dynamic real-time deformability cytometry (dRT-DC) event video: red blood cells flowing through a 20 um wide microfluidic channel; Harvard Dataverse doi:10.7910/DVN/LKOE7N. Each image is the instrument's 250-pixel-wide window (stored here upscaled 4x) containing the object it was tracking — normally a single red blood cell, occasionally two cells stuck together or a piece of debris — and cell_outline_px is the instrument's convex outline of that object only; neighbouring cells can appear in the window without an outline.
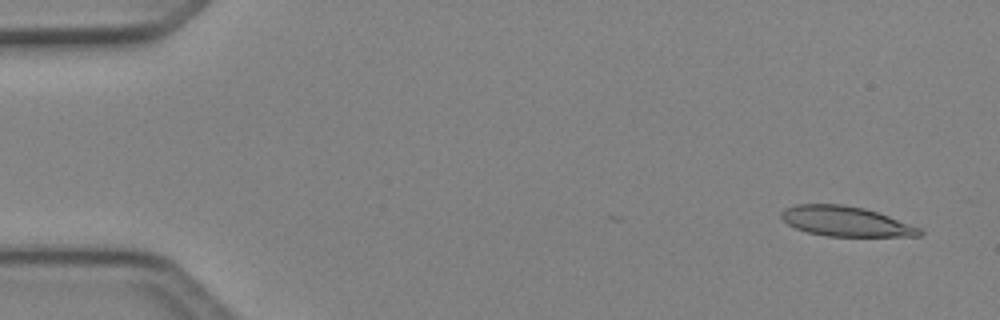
{"species": "Egyptian fruit bat (a non-hibernating species)", "species_latin": "Rousettus aegyptiacus", "temperature_condition": "cold", "stored_images_in_passage": 4, "camera_frame_rate_fps": 3000, "um_per_image_px": 0.085, "animal": {"sex": "female"}, "frame": {"image": 1, "passage_image": 1, "time_ms": 0.0, "image_size_px": [1000, 320], "cell_outline_px": [[924, 232], [920, 236], [828, 236], [808, 232], [796, 228], [788, 224], [780, 216], [780, 212], [796, 204], [844, 204], [864, 208], [888, 216], [920, 228]], "centroid_in_image_um": [71.88, 18.81], "position_along_channel_um": 13.1, "area_um2": 23.87}}